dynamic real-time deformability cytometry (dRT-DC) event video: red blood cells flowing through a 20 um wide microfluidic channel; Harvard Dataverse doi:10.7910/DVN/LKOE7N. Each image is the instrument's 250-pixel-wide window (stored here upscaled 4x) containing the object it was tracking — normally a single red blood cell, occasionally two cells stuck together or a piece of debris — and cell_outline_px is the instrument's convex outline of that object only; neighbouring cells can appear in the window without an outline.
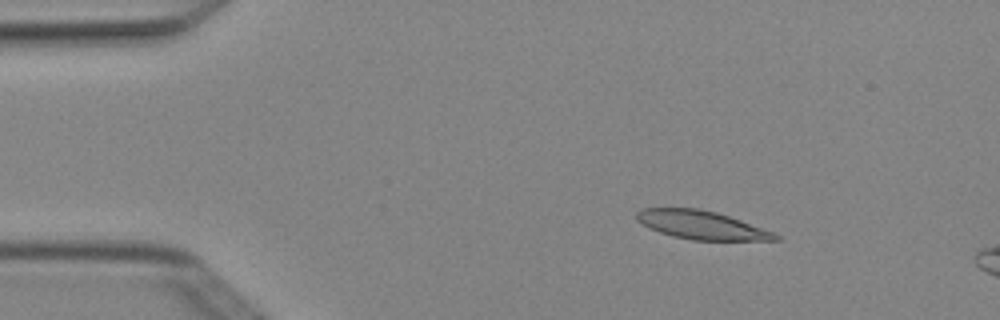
{"species": "Egyptian fruit bat (a non-hibernating species)", "species_latin": "Rousettus aegyptiacus", "temperature_condition": "cold", "stored_images_in_passage": 3, "camera_frame_rate_fps": 3000, "um_per_image_px": 0.085, "animal": {"sex": "female"}, "frame": {"image": 1, "passage_image": 1, "time_ms": 0.0, "image_size_px": [1000, 320], "cell_outline_px": [[780, 240], [692, 240], [672, 236], [648, 228], [640, 224], [636, 220], [636, 212], [640, 208], [700, 208], [716, 212], [740, 220], [772, 232], [780, 236]], "centroid_in_image_um": [59.55, 19.12], "position_along_channel_um": 25.5, "area_um2": 22.95}}